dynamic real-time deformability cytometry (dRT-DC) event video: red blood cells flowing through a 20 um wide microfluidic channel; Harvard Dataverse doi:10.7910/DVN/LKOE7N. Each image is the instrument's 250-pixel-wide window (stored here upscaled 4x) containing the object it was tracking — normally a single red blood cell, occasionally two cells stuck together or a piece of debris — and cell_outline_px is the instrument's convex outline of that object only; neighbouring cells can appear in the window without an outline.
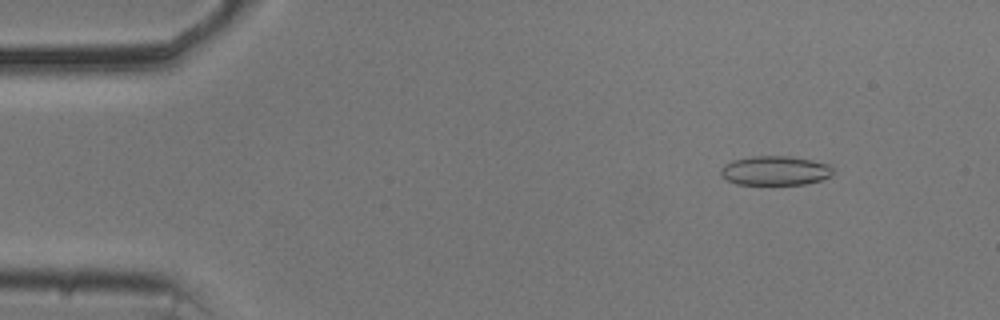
{"species": "common noctule bat (a hibernating species)", "species_latin": "Nyctalus noctula", "temperature_condition": "cold", "stored_images_in_passage": 54, "camera_frame_rate_fps": 3000, "um_per_image_px": 0.085, "animal": {"sex": "male", "body_mass_g": 20.5, "forearm_length_mm": 52.5}, "frame": {"image": 1, "passage_image": 6, "time_ms": 1.667, "image_size_px": [1000, 320], "cell_outline_px": [[832, 176], [820, 180], [804, 184], [736, 184], [720, 176], [720, 168], [724, 164], [732, 160], [752, 156], [792, 156], [812, 160], [828, 164], [832, 168]], "centroid_in_image_um": [65.85, 14.49], "position_along_channel_um": 19.1, "area_um2": 19.25}}
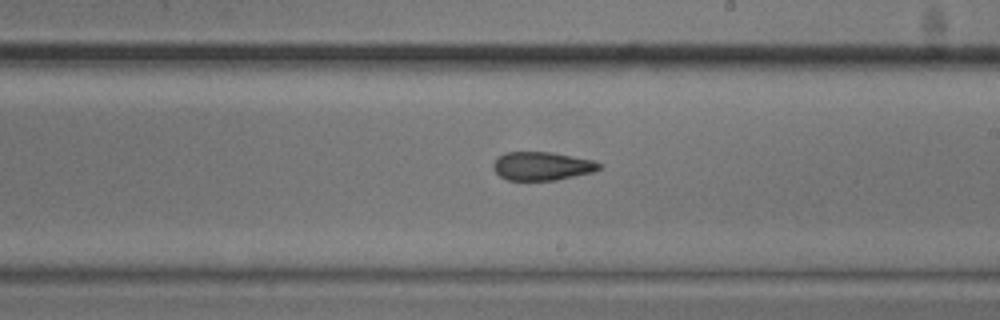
{"frame": {"image": 2, "passage_image": 31, "time_ms": 10.0, "image_size_px": [1000, 320], "cell_outline_px": [[604, 168], [592, 172], [556, 180], [508, 180], [500, 176], [492, 168], [492, 164], [496, 156], [504, 152], [548, 152], [592, 160], [604, 164]], "centroid_in_image_um": [46.05, 14.11], "position_along_channel_um": 242.9, "area_um2": 17.69}}
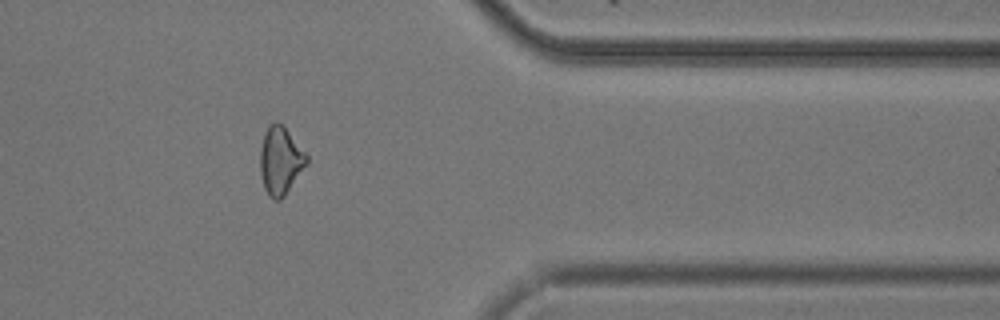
{"frame": {"image": 3, "passage_image": 44, "time_ms": 14.333, "image_size_px": [1000, 320], "cell_outline_px": [[308, 164], [284, 196], [280, 200], [272, 200], [268, 196], [264, 188], [260, 176], [260, 148], [264, 132], [268, 124], [276, 120], [284, 124], [308, 156]], "centroid_in_image_um": [23.83, 13.62], "position_along_channel_um": 387.6, "area_um2": 18.9}, "authors_computed_cell_mechanics": {"area_um2": 19.0451, "velocity_mm_per_s": 3.7082, "shape_relaxation_time_tau1_ms": null, "shape_relaxation_time_tau2_ms": 6.1648, "deformation_change_tau1": null, "deformation_change_tau2": 0.139}}